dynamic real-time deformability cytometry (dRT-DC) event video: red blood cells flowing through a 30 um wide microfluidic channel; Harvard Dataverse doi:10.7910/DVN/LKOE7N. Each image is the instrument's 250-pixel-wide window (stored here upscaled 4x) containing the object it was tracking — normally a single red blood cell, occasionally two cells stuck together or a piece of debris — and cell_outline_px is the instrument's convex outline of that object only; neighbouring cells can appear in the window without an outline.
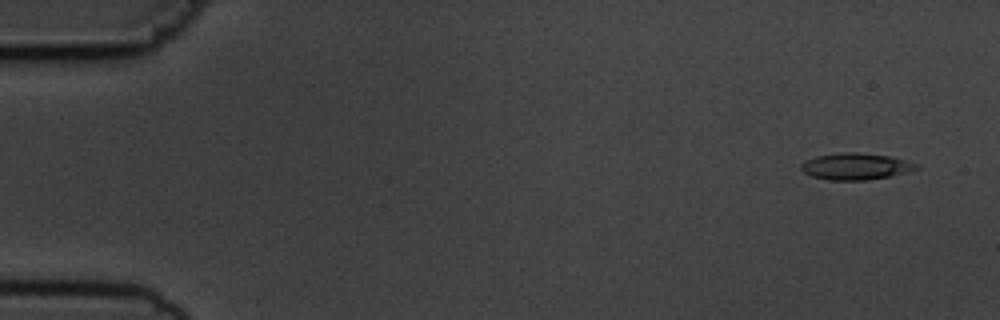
{"species": "common noctule bat (a hibernating species)", "species_latin": "Nyctalus noctula", "temperature_condition": "cold", "stored_images_in_passage": 6, "camera_frame_rate_fps": 3000, "um_per_image_px": 0.085, "animal": {"sex": "male", "body_mass_g": 19.5, "forearm_length_mm": 54.6}, "frame": {"image": 1, "passage_image": 1, "time_ms": 0.0, "image_size_px": [1000, 320], "cell_outline_px": [[916, 168], [888, 176], [868, 180], [828, 180], [812, 176], [804, 172], [800, 168], [800, 164], [816, 156], [840, 152], [860, 152], [892, 156], [916, 164]], "centroid_in_image_um": [72.66, 14.13], "position_along_channel_um": 12.3, "area_um2": 17.57}}
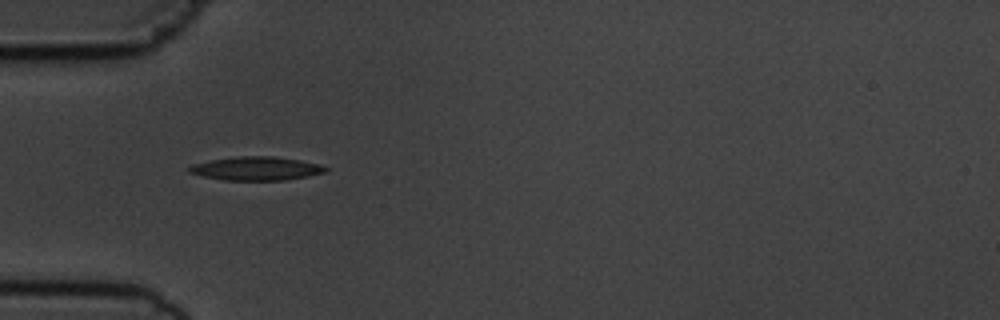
{"frame": {"image": 2, "passage_image": 5, "time_ms": 4.667, "image_size_px": [1000, 320], "cell_outline_px": [[328, 168], [324, 172], [308, 176], [284, 180], [224, 180], [204, 176], [188, 172], [188, 168], [192, 164], [212, 160], [240, 156], [272, 156], [300, 160], [320, 164]], "centroid_in_image_um": [21.79, 14.32], "position_along_channel_um": 63.2, "area_um2": 18.55}}
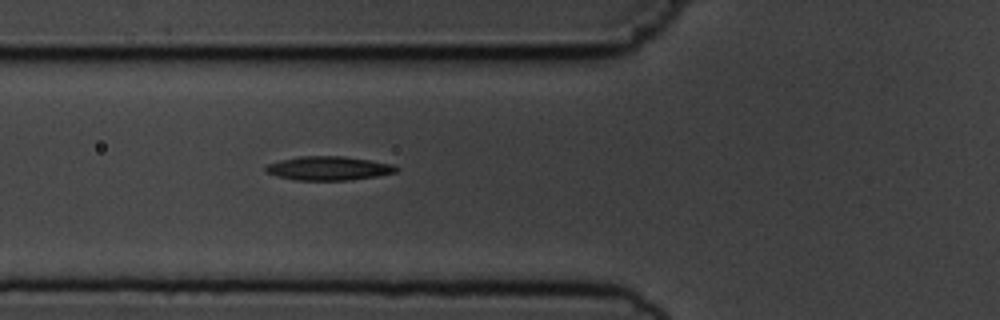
{"frame": {"image": 3, "passage_image": 6, "time_ms": 5.667, "image_size_px": [1000, 320], "cell_outline_px": [[400, 168], [396, 172], [376, 176], [352, 180], [296, 180], [276, 176], [268, 172], [264, 168], [268, 164], [280, 160], [300, 156], [344, 156], [392, 164]], "centroid_in_image_um": [27.94, 14.3], "position_along_channel_um": 97.9, "area_um2": 18.09}}